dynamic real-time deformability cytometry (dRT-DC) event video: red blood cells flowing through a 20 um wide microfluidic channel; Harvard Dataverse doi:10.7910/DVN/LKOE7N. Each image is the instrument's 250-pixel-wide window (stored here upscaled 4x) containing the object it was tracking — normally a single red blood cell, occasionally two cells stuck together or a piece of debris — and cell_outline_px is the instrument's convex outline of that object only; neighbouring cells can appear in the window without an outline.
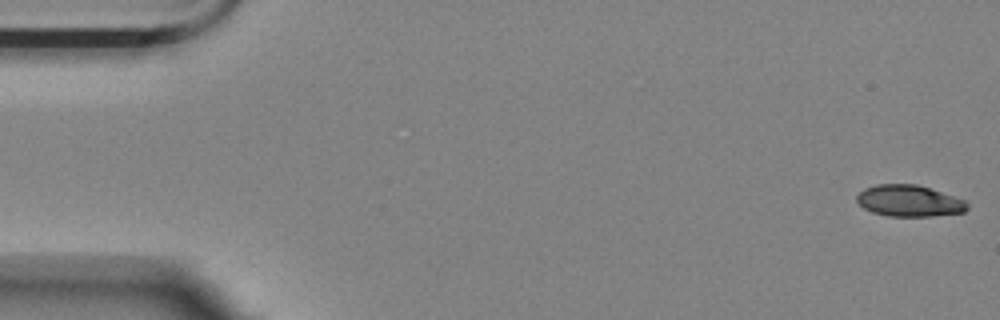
{"species": "Egyptian fruit bat (a non-hibernating species)", "species_latin": "Rousettus aegyptiacus", "temperature_condition": "room temperature", "stored_images_in_passage": 16, "camera_frame_rate_fps": 3000, "um_per_image_px": 0.085, "animal": {"sex": "female"}, "frame": {"image": 1, "passage_image": 1, "time_ms": 0.0, "image_size_px": [1000, 320], "cell_outline_px": [[968, 208], [964, 212], [932, 216], [888, 216], [872, 212], [864, 208], [856, 200], [856, 196], [864, 188], [876, 184], [916, 184], [964, 200], [968, 204]], "centroid_in_image_um": [77.25, 17.07], "position_along_channel_um": 7.8, "area_um2": 20.06}}
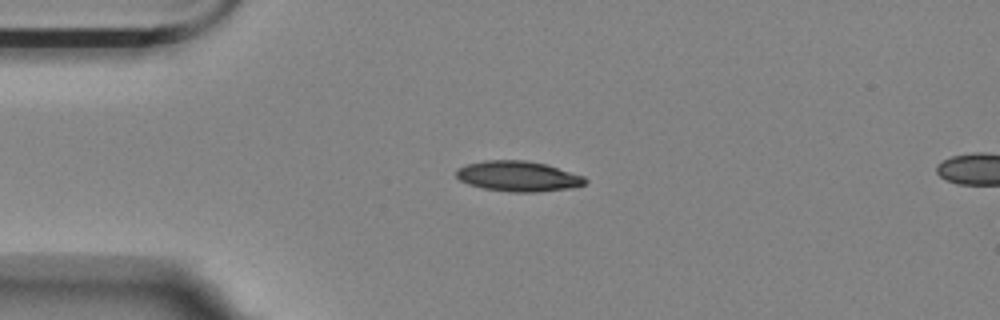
{"frame": {"image": 2, "passage_image": 13, "time_ms": 4.0, "image_size_px": [1000, 320], "cell_outline_px": [[588, 180], [584, 184], [572, 188], [540, 192], [508, 192], [484, 188], [468, 184], [460, 180], [456, 176], [456, 168], [468, 164], [484, 160], [524, 160], [548, 164], [584, 176]], "centroid_in_image_um": [44.06, 14.98], "position_along_channel_um": 40.9, "area_um2": 23.0}}